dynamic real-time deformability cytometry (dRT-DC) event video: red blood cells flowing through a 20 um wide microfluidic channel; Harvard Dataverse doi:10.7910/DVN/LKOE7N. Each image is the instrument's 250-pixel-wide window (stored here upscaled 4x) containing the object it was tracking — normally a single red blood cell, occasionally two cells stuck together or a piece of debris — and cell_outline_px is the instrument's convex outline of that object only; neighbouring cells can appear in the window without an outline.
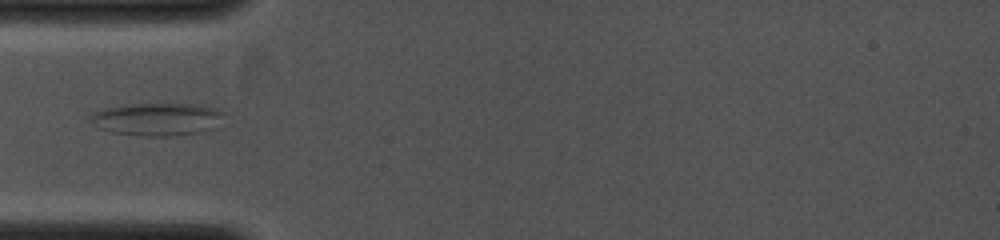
{"species": "common noctule bat (a hibernating species)", "species_latin": "Nyctalus noctula", "temperature_condition": "cold", "stored_images_in_passage": 4, "camera_frame_rate_fps": 4000, "um_per_image_px": 0.085, "animal": {"sex": "female", "body_mass_g": 19.0, "forearm_length_mm": 53.3}, "frame": {"image": 1, "passage_image": 2, "time_ms": 0.5, "image_size_px": [1000, 240], "cell_outline_px": [[224, 112], [216, 128], [204, 132], [168, 136], [140, 136], [112, 132], [100, 128], [88, 120], [96, 112], [108, 108], [124, 104], [200, 104], [216, 108]], "centroid_in_image_um": [13.42, 10.14], "position_along_channel_um": 71.6, "area_um2": 25.49}}